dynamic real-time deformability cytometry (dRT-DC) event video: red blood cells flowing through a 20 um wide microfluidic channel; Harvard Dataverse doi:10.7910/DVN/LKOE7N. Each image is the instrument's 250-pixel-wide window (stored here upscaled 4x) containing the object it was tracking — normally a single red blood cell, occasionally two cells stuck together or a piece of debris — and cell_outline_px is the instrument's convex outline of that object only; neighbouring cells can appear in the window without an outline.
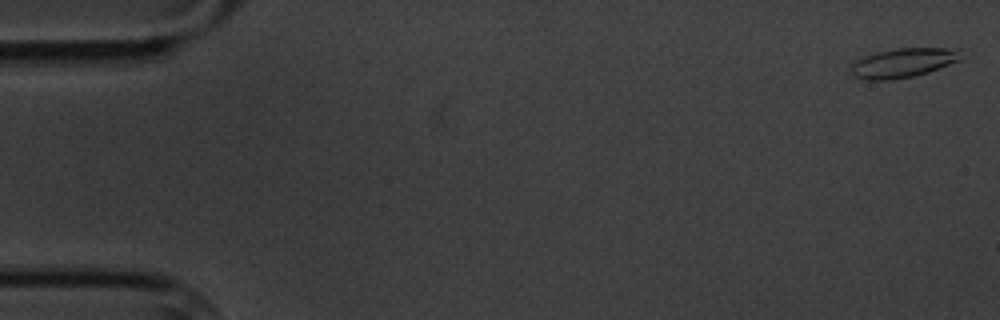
{"species": "common noctule bat (a hibernating species)", "species_latin": "Nyctalus noctula", "temperature_condition": "cold", "stored_images_in_passage": 4, "camera_frame_rate_fps": 3000, "um_per_image_px": 0.085, "animal": {"sex": "male", "body_mass_g": 20.1, "forearm_length_mm": 53.5}, "frame": {"image": 1, "passage_image": 1, "time_ms": 0.0, "image_size_px": [1000, 320], "cell_outline_px": [[960, 60], [928, 72], [912, 76], [892, 80], [868, 80], [852, 76], [848, 72], [852, 64], [868, 56], [880, 52], [896, 48], [960, 48]], "centroid_in_image_um": [76.77, 5.35], "position_along_channel_um": 8.2, "area_um2": 18.55}}